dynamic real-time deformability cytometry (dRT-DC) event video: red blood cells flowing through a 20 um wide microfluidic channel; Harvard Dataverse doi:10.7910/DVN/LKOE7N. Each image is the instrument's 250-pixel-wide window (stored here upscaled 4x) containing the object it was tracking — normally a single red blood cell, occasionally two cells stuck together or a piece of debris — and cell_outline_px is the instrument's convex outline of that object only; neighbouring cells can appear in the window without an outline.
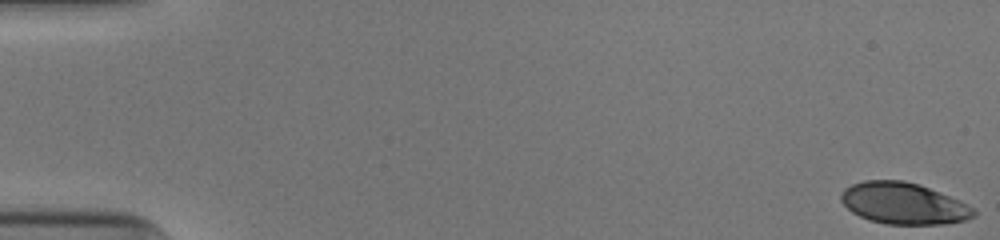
{"species": "human", "species_latin": "Homo sapiens", "temperature_condition": "cold", "stored_images_in_passage": 53, "camera_frame_rate_fps": 3000, "um_per_image_px": 0.085, "donor": {"sex": "male"}, "frame": {"image": 1, "passage_image": 1, "time_ms": 0.0, "image_size_px": [1000, 240], "cell_outline_px": [[976, 216], [964, 220], [944, 224], [884, 224], [868, 220], [852, 212], [840, 200], [840, 192], [844, 188], [852, 184], [864, 180], [904, 180], [920, 184], [948, 196], [972, 208], [976, 212]], "centroid_in_image_um": [76.74, 17.29], "position_along_channel_um": 8.3, "area_um2": 31.96}}
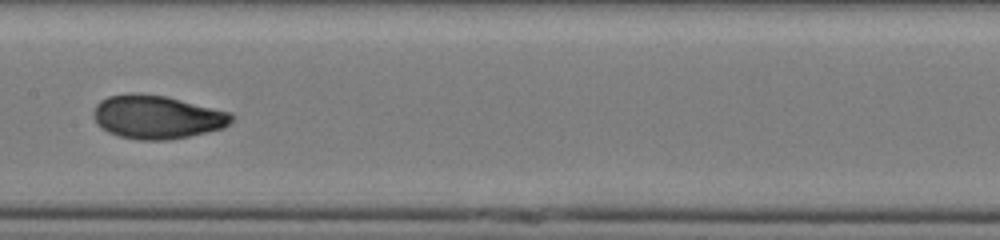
{"frame": {"image": 2, "passage_image": 28, "time_ms": 9.0, "image_size_px": [1000, 240], "cell_outline_px": [[236, 116], [224, 128], [188, 136], [164, 140], [140, 140], [120, 136], [108, 132], [100, 128], [96, 124], [92, 116], [92, 108], [100, 100], [108, 96], [124, 92], [140, 92], [168, 96], [232, 112]], "centroid_in_image_um": [13.31, 9.91], "position_along_channel_um": 194.1, "area_um2": 35.72}}
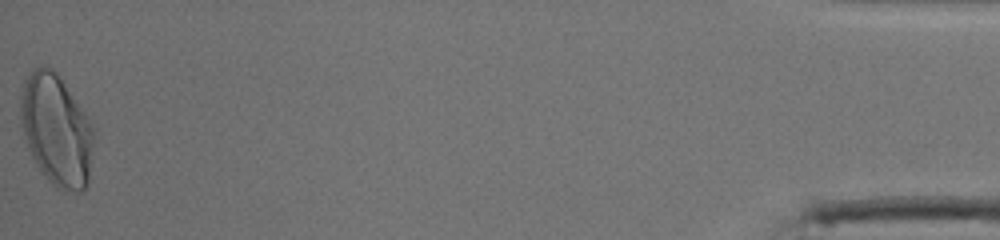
{"frame": {"image": 3, "passage_image": 53, "time_ms": 17.333, "image_size_px": [1000, 240], "cell_outline_px": [[92, 144], [88, 184], [84, 192], [60, 192], [48, 180], [36, 164], [28, 148], [20, 120], [20, 96], [24, 80], [32, 68], [48, 68], [56, 72], [60, 76], [88, 120], [92, 128]], "centroid_in_image_um": [4.76, 11.1], "position_along_channel_um": 430.4, "area_um2": 46.99}, "authors_computed_cell_mechanics": {"area_um2": 34.68, "velocity_mm_per_s": 3.9305, "shape_relaxation_time_tau1_ms": 5.0968, "shape_relaxation_time_tau2_ms": 0.8231, "deformation_change_tau1": 0.204, "deformation_change_tau2": 0.0489}}